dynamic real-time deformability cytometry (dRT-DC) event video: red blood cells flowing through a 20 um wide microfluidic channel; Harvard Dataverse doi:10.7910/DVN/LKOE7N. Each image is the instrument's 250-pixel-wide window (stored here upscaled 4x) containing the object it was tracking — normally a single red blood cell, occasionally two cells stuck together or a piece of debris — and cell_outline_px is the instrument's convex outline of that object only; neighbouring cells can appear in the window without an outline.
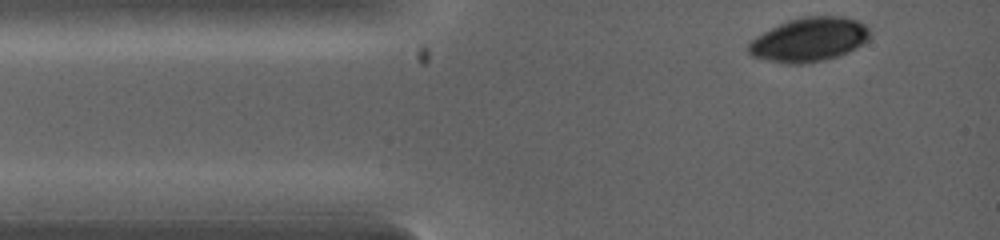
{"species": "common noctule bat (a hibernating species)", "species_latin": "Nyctalus noctula", "temperature_condition": "warm", "stored_images_in_passage": 8, "camera_frame_rate_fps": 5000, "um_per_image_px": 0.085, "animal": {"sex": "female", "body_mass_g": 19.0, "forearm_length_mm": 53.3}, "frame": {"image": 1, "passage_image": 1, "time_ms": 0.0, "image_size_px": [1000, 240], "cell_outline_px": [[872, 32], [868, 40], [856, 48], [848, 52], [824, 60], [804, 64], [784, 64], [752, 56], [748, 52], [748, 44], [756, 36], [788, 20], [804, 16], [844, 16], [856, 20], [864, 24]], "centroid_in_image_um": [68.8, 3.37], "position_along_channel_um": 16.2, "area_um2": 31.15}}